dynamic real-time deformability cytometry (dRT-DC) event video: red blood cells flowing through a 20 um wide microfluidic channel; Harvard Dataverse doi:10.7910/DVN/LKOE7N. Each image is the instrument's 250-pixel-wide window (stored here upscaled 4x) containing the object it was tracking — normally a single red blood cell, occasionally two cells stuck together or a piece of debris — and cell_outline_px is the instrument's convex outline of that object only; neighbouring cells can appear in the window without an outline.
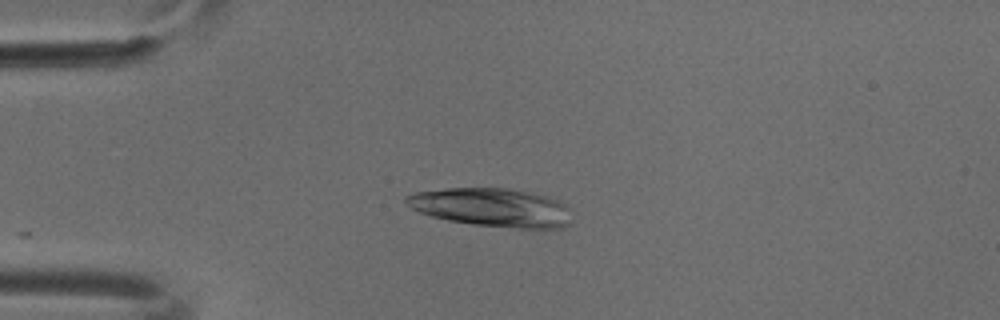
{"species": "common noctule bat (a hibernating species)", "species_latin": "Nyctalus noctula", "temperature_condition": "cold", "stored_images_in_passage": 40, "camera_frame_rate_fps": 3000, "um_per_image_px": 0.085, "animal": {"sex": "male", "body_mass_g": 18.8}, "frame": {"image": 1, "passage_image": 2, "time_ms": 0.333, "image_size_px": [1000, 320], "cell_outline_px": [[568, 224], [564, 228], [520, 228], [472, 224], [448, 220], [432, 216], [420, 212], [412, 208], [404, 200], [404, 196], [416, 192], [448, 188], [508, 188], [532, 192], [548, 196], [560, 200], [568, 208]], "centroid_in_image_um": [41.8, 17.62], "position_along_channel_um": 43.2, "area_um2": 36.99}}
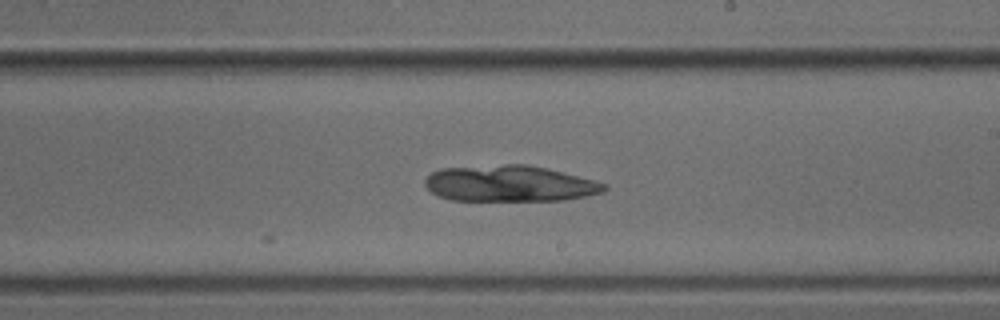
{"frame": {"image": 2, "passage_image": 19, "time_ms": 6.0, "image_size_px": [1000, 320], "cell_outline_px": [[608, 188], [604, 192], [564, 200], [452, 200], [440, 196], [432, 192], [424, 184], [424, 180], [432, 172], [440, 168], [504, 164], [528, 164], [608, 184]], "centroid_in_image_um": [43.3, 15.6], "position_along_channel_um": 245.7, "area_um2": 37.45}}
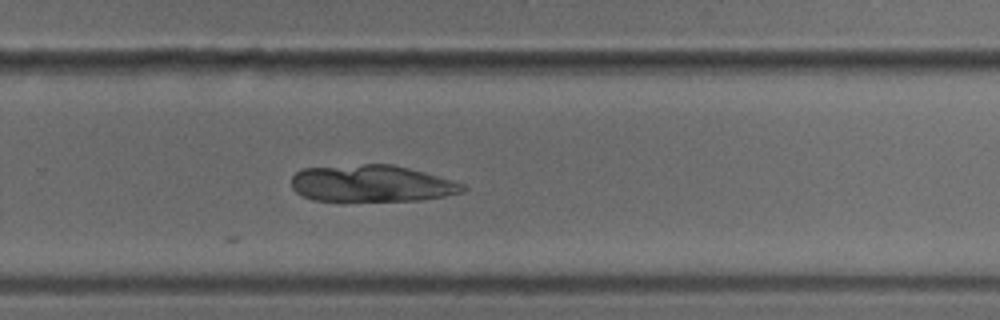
{"frame": {"image": 3, "passage_image": 23, "time_ms": 7.333, "image_size_px": [1000, 320], "cell_outline_px": [[468, 188], [464, 192], [424, 200], [344, 204], [340, 204], [312, 200], [296, 192], [292, 188], [292, 176], [300, 168], [364, 164], [392, 164], [424, 172], [464, 184]], "centroid_in_image_um": [31.54, 15.66], "position_along_channel_um": 298.3, "area_um2": 38.26}}